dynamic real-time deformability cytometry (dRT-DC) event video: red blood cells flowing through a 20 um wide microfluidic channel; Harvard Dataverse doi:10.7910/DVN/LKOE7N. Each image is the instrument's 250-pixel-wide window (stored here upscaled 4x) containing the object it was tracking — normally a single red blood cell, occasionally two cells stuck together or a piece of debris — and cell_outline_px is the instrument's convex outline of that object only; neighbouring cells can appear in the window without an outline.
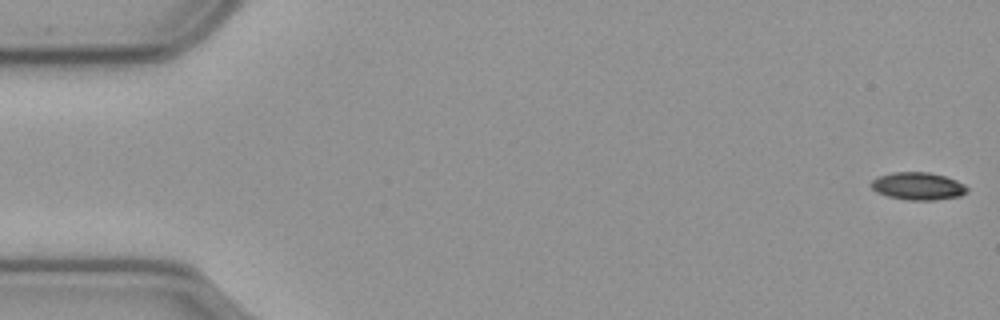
{"species": "common noctule bat (a hibernating species)", "species_latin": "Nyctalus noctula", "temperature_condition": "cold", "stored_images_in_passage": 57, "camera_frame_rate_fps": 3000, "um_per_image_px": 0.085, "animal": {"sex": "male", "body_mass_g": 23.1, "forearm_length_mm": 52.7}, "frame": {"image": 1, "passage_image": 1, "time_ms": 0.0, "image_size_px": [1000, 320], "cell_outline_px": [[968, 192], [960, 196], [936, 200], [908, 200], [888, 196], [876, 192], [868, 184], [872, 180], [880, 176], [892, 172], [928, 172], [944, 176], [956, 180], [964, 184], [968, 188]], "centroid_in_image_um": [78.02, 15.82], "position_along_channel_um": 7.0, "area_um2": 15.49}}
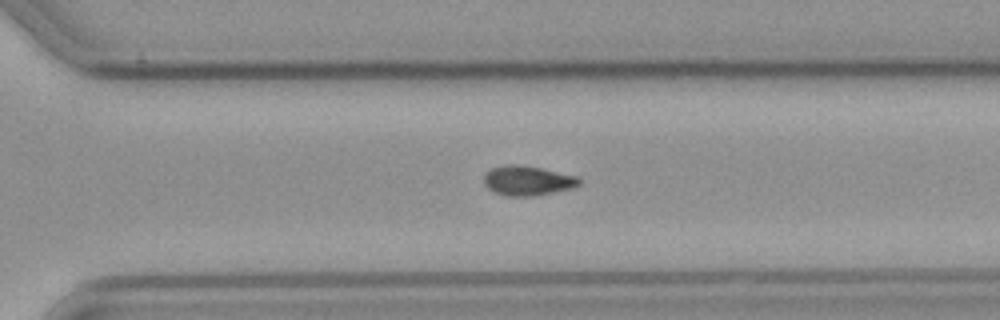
{"frame": {"image": 2, "passage_image": 40, "time_ms": 13.0, "image_size_px": [1000, 320], "cell_outline_px": [[580, 184], [572, 188], [532, 196], [508, 196], [496, 192], [488, 188], [484, 184], [484, 176], [492, 168], [504, 164], [520, 164], [540, 168], [576, 176], [580, 180]], "centroid_in_image_um": [44.82, 15.34], "position_along_channel_um": 325.8, "area_um2": 16.24}}
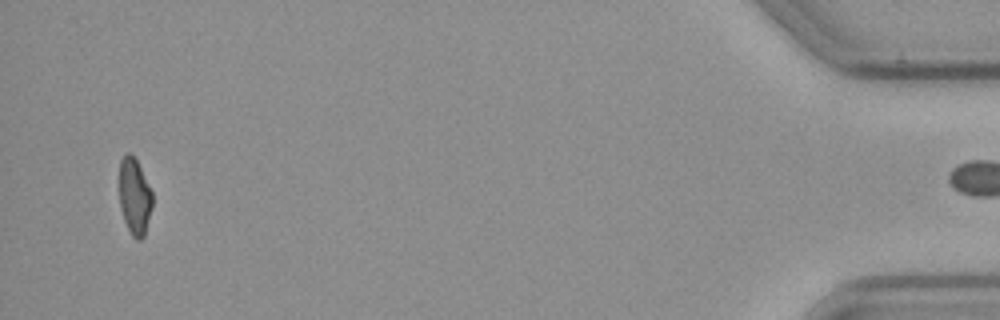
{"frame": {"image": 3, "passage_image": 56, "time_ms": 18.333, "image_size_px": [1000, 320], "cell_outline_px": [[152, 208], [144, 236], [140, 240], [136, 240], [132, 236], [124, 220], [120, 208], [120, 160], [128, 152], [136, 160], [152, 192]], "centroid_in_image_um": [11.44, 16.75], "position_along_channel_um": 423.8, "area_um2": 14.51}, "authors_computed_cell_mechanics": {"area_um2": 15.9528, "velocity_mm_per_s": 3.5538, "shape_relaxation_time_tau1_ms": 8.3662, "shape_relaxation_time_tau2_ms": null, "deformation_change_tau1": 0.1644, "deformation_change_tau2": null}}